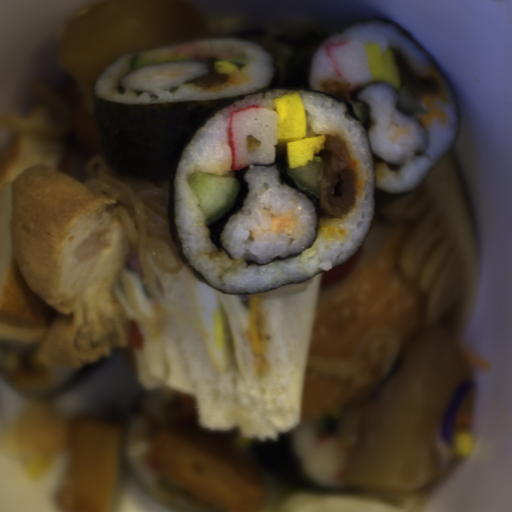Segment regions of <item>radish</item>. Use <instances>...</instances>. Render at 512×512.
<instances>
[{
    "label": "radish",
    "instance_id": "1f323893",
    "mask_svg": "<svg viewBox=\"0 0 512 512\" xmlns=\"http://www.w3.org/2000/svg\"><path fill=\"white\" fill-rule=\"evenodd\" d=\"M471 374L457 331L421 320L401 363L366 394L341 481L352 490L419 491L441 468L440 417Z\"/></svg>",
    "mask_w": 512,
    "mask_h": 512
}]
</instances>
